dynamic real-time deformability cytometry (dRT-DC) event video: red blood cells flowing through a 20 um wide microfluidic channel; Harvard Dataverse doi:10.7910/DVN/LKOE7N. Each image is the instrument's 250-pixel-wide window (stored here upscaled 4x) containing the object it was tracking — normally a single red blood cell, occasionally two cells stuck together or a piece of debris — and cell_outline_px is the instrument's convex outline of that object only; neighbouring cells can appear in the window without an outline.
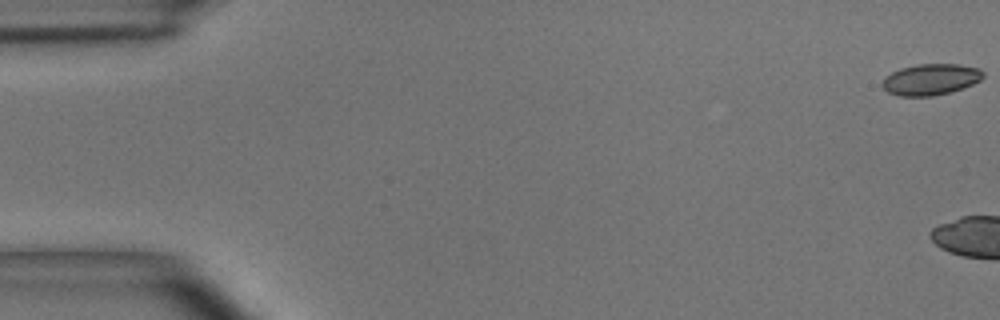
{"species": "common noctule bat (a hibernating species)", "species_latin": "Nyctalus noctula", "temperature_condition": "room temperature", "stored_images_in_passage": 5, "camera_frame_rate_fps": 3000, "um_per_image_px": 0.085, "animal": {"sex": "male", "body_mass_g": 15.6}, "frame": {"image": 1, "passage_image": 1, "time_ms": 0.0, "image_size_px": [1000, 320], "cell_outline_px": [[984, 76], [980, 80], [972, 84], [948, 92], [932, 96], [900, 96], [888, 92], [880, 84], [884, 76], [900, 68], [916, 64], [960, 64], [980, 68], [984, 72]], "centroid_in_image_um": [79.08, 6.73], "position_along_channel_um": 5.9, "area_um2": 18.38}}